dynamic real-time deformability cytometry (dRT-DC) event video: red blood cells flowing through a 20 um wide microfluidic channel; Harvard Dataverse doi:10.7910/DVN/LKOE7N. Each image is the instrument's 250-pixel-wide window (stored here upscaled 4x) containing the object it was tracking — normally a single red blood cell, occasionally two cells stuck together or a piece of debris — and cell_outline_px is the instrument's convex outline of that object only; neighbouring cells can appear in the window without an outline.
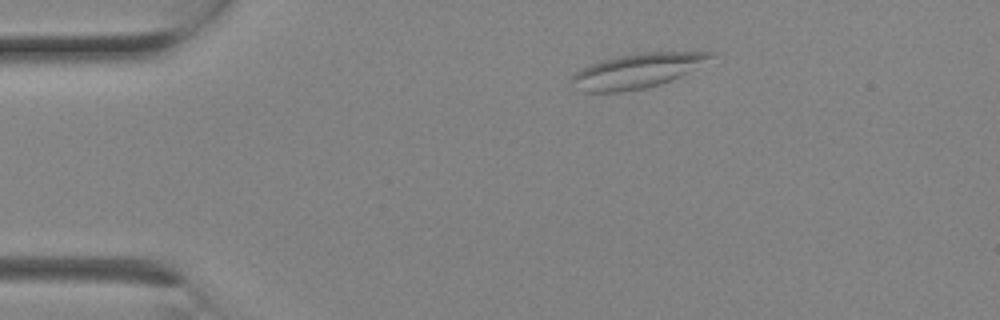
{"species": "Egyptian fruit bat (a non-hibernating species)", "species_latin": "Rousettus aegyptiacus", "temperature_condition": "room temperature", "stored_images_in_passage": 2, "camera_frame_rate_fps": 3000, "um_per_image_px": 0.085, "animal": {"sex": "female"}, "frame": {"image": 1, "passage_image": 1, "time_ms": 0.0, "image_size_px": [1000, 320], "cell_outline_px": [[716, 52], [712, 56], [680, 76], [672, 80], [660, 84], [644, 88], [620, 92], [584, 92], [572, 88], [568, 80], [576, 72], [592, 64], [604, 60], [620, 56], [644, 52]], "centroid_in_image_um": [54.04, 6.05], "position_along_channel_um": 31.0, "area_um2": 27.4}}